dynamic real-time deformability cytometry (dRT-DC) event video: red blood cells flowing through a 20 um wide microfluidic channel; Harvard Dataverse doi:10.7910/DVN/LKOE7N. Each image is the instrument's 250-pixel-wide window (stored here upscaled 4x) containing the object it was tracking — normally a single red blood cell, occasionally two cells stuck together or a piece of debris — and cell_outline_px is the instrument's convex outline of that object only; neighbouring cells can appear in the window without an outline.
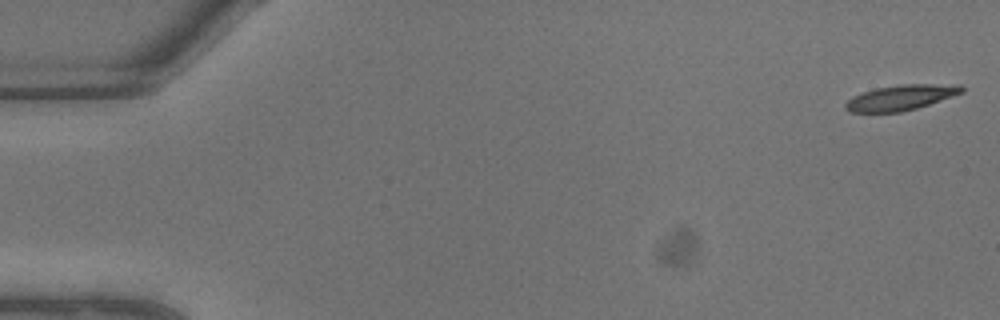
{"species": "common noctule bat (a hibernating species)", "species_latin": "Nyctalus noctula", "temperature_condition": "warm", "stored_images_in_passage": 10, "camera_frame_rate_fps": 3000, "um_per_image_px": 0.085, "animal": {"sex": "male", "body_mass_g": 13.3}, "frame": {"image": 1, "passage_image": 1, "time_ms": 0.0, "image_size_px": [1000, 320], "cell_outline_px": [[964, 92], [916, 108], [900, 112], [848, 112], [844, 108], [844, 104], [852, 96], [876, 88], [900, 84], [960, 84], [964, 88]], "centroid_in_image_um": [76.56, 8.28], "position_along_channel_um": 8.4, "area_um2": 17.11}}
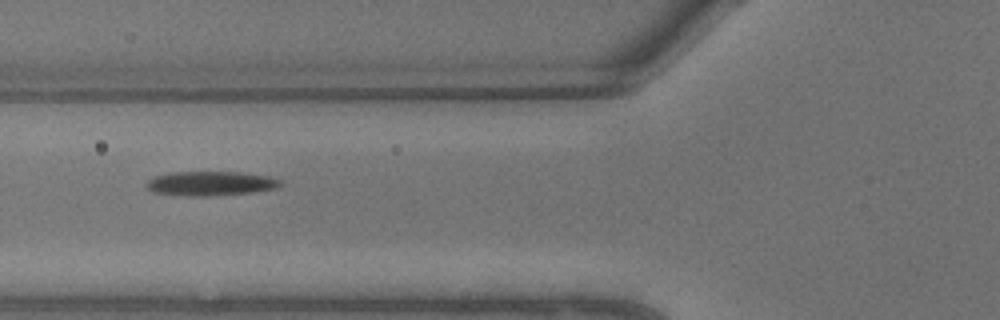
{"frame": {"image": 2, "passage_image": 9, "time_ms": 2.667, "image_size_px": [1000, 320], "cell_outline_px": [[280, 184], [276, 188], [252, 192], [208, 196], [188, 196], [152, 192], [144, 184], [152, 176], [172, 172], [240, 172], [268, 176], [280, 180]], "centroid_in_image_um": [17.83, 15.59], "position_along_channel_um": 108.0, "area_um2": 18.96}}
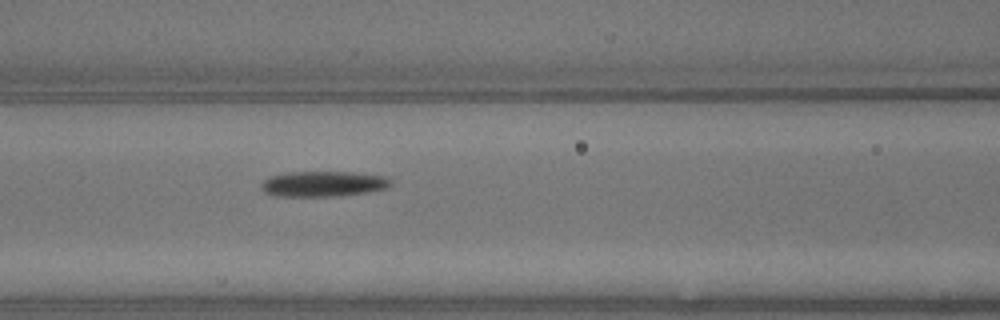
{"frame": {"image": 3, "passage_image": 10, "time_ms": 3.0, "image_size_px": [1000, 320], "cell_outline_px": [[392, 184], [388, 188], [368, 192], [340, 196], [276, 196], [264, 192], [260, 188], [260, 184], [268, 176], [284, 172], [352, 172], [384, 176], [392, 180]], "centroid_in_image_um": [27.45, 15.63], "position_along_channel_um": 139.1, "area_um2": 19.48}}